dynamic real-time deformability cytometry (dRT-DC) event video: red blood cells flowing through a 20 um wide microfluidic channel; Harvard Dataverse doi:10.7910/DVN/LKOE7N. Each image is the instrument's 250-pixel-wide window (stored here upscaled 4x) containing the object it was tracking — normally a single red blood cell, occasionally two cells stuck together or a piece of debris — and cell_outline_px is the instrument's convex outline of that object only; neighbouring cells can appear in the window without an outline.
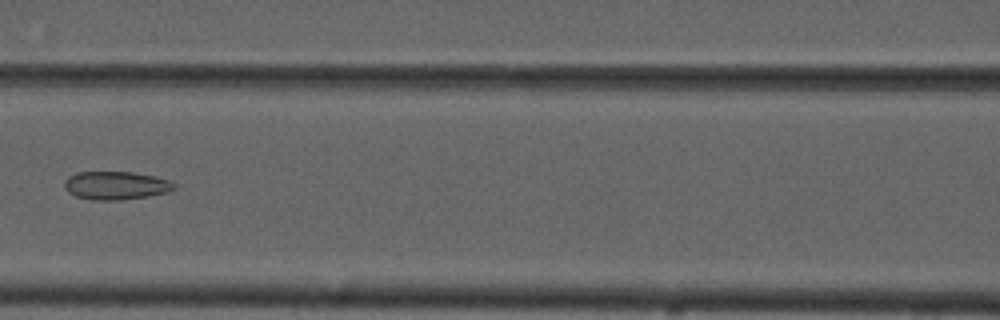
{"species": "common noctule bat (a hibernating species)", "species_latin": "Nyctalus noctula", "temperature_condition": "cold", "stored_images_in_passage": 5, "camera_frame_rate_fps": 3000, "um_per_image_px": 0.085, "animal": {"sex": "male", "forearm_length_mm": 52.5}, "frame": {"image": 1, "passage_image": 5, "time_ms": 4.667, "image_size_px": [1000, 320], "cell_outline_px": [[176, 188], [168, 192], [148, 196], [116, 200], [92, 200], [76, 196], [68, 192], [64, 188], [64, 180], [68, 176], [76, 172], [132, 172], [152, 176], [168, 180], [176, 184]], "centroid_in_image_um": [9.82, 15.76], "position_along_channel_um": 156.8, "area_um2": 18.03}}